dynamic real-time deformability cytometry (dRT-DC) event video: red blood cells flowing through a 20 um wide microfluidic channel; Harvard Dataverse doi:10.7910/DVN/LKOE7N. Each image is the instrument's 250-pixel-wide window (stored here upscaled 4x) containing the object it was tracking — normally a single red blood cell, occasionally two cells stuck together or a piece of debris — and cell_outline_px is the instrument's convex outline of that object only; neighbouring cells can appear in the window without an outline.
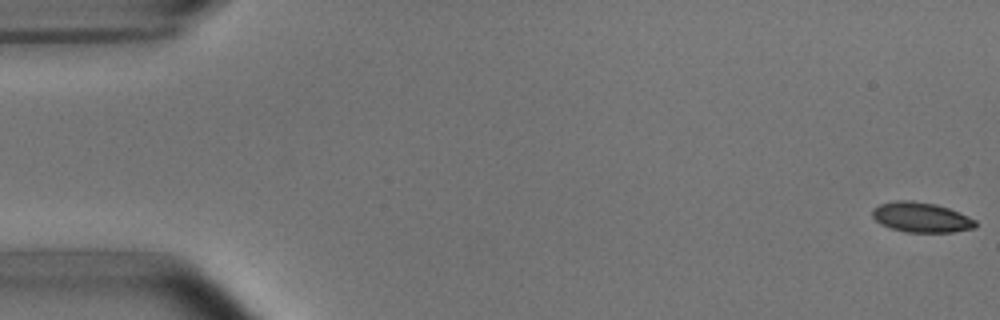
{"species": "common noctule bat (a hibernating species)", "species_latin": "Nyctalus noctula", "temperature_condition": "room temperature", "stored_images_in_passage": 15, "camera_frame_rate_fps": 3000, "um_per_image_px": 0.085, "animal": {"sex": "male", "body_mass_g": 15.6}, "frame": {"image": 1, "passage_image": 1, "time_ms": 0.0, "image_size_px": [1000, 320], "cell_outline_px": [[976, 228], [952, 232], [904, 232], [880, 224], [872, 216], [872, 208], [880, 204], [896, 200], [912, 200], [936, 204], [948, 208], [968, 216], [976, 220]], "centroid_in_image_um": [78.29, 18.47], "position_along_channel_um": 6.7, "area_um2": 18.09}}